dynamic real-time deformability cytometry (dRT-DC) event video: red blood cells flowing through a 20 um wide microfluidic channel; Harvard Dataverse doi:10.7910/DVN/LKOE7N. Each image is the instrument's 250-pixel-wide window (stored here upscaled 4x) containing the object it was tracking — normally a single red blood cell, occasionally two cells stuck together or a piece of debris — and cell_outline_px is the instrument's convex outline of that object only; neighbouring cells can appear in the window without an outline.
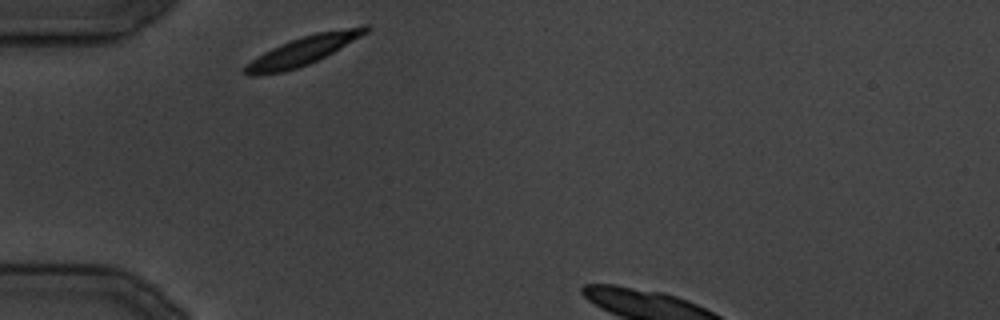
{"species": "common noctule bat (a hibernating species)", "species_latin": "Nyctalus noctula", "temperature_condition": "cold", "stored_images_in_passage": 19, "camera_frame_rate_fps": 3000, "um_per_image_px": 0.085, "animal": {"sex": "male", "body_mass_g": 19.5, "forearm_length_mm": 54.6}, "frame": {"image": 1, "passage_image": 1, "time_ms": 0.0, "image_size_px": [1000, 320], "cell_outline_px": [[372, 28], [368, 32], [340, 48], [308, 64], [284, 72], [256, 76], [248, 76], [244, 72], [244, 68], [252, 60], [264, 52], [280, 44], [316, 32], [364, 24], [368, 24]], "centroid_in_image_um": [25.8, 4.28], "position_along_channel_um": 59.2, "area_um2": 20.06}}
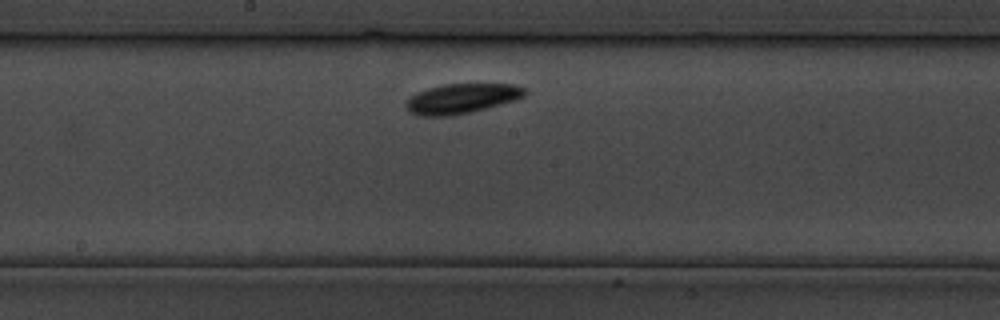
{"frame": {"image": 2, "passage_image": 10, "time_ms": 11.0, "image_size_px": [1000, 320], "cell_outline_px": [[528, 92], [524, 96], [500, 104], [452, 116], [420, 116], [408, 112], [404, 104], [416, 92], [428, 88], [444, 84], [516, 84], [528, 88]], "centroid_in_image_um": [39.23, 8.37], "position_along_channel_um": 209.0, "area_um2": 20.63}}
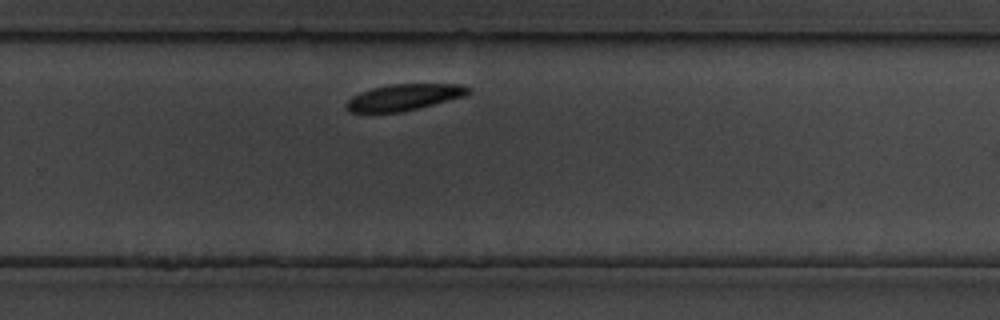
{"frame": {"image": 3, "passage_image": 15, "time_ms": 17.0, "image_size_px": [1000, 320], "cell_outline_px": [[472, 92], [464, 96], [404, 112], [372, 116], [368, 116], [348, 112], [348, 100], [352, 96], [360, 92], [372, 88], [388, 84], [460, 84], [472, 88]], "centroid_in_image_um": [34.27, 8.32], "position_along_channel_um": 295.5, "area_um2": 19.54}}